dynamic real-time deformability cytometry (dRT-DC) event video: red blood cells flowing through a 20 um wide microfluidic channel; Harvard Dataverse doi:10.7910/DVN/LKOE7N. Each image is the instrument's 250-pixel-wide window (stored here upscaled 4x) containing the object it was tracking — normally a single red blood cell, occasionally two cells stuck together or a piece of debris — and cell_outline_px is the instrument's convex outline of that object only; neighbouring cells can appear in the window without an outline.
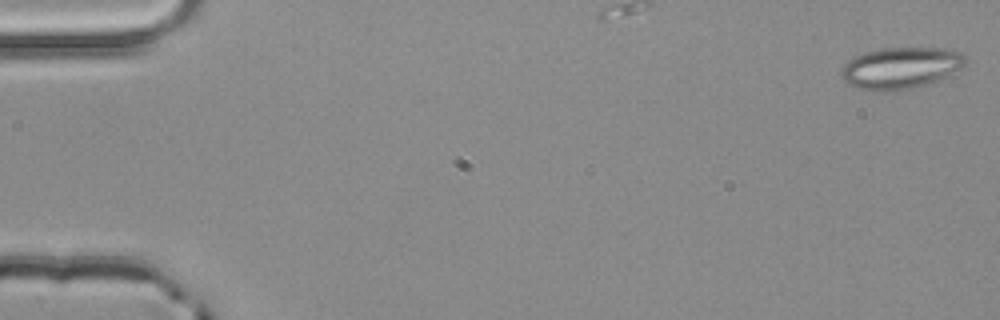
{"species": "common noctule bat (a hibernating species)", "species_latin": "Nyctalus noctula", "temperature_condition": "room temperature", "stored_images_in_passage": 4, "camera_frame_rate_fps": 3000, "um_per_image_px": 0.085, "animal": {"sex": "male", "body_mass_g": 20.4}, "frame": {"image": 1, "passage_image": 1, "time_ms": 0.0, "image_size_px": [1000, 320], "cell_outline_px": [[964, 64], [960, 68], [936, 80], [908, 88], [884, 92], [876, 92], [856, 88], [848, 84], [844, 80], [840, 72], [844, 64], [848, 60], [864, 52], [880, 48], [944, 48], [960, 52], [964, 56]], "centroid_in_image_um": [76.47, 5.77], "position_along_channel_um": 8.5, "area_um2": 29.65}}
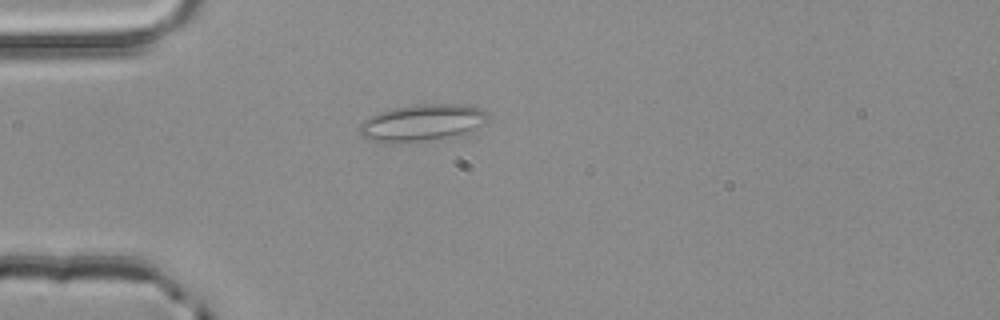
{"frame": {"image": 2, "passage_image": 4, "time_ms": 1.0, "image_size_px": [1000, 320], "cell_outline_px": [[488, 124], [468, 136], [384, 144], [360, 136], [360, 124], [368, 116], [380, 112], [396, 108], [416, 104], [464, 104], [480, 108], [488, 116]], "centroid_in_image_um": [35.98, 10.46], "position_along_channel_um": 49.0, "area_um2": 28.38}}